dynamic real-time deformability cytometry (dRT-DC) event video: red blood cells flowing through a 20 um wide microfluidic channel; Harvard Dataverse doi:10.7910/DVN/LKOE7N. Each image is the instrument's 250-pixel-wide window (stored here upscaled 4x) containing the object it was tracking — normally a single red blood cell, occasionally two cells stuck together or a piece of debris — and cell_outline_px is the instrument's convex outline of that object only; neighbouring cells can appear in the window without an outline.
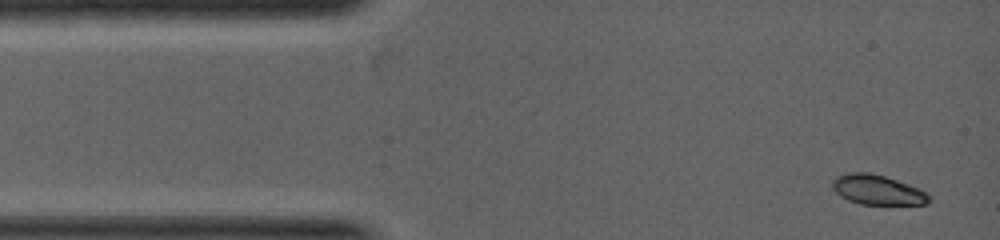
{"species": "common noctule bat (a hibernating species)", "species_latin": "Nyctalus noctula", "temperature_condition": "warm", "stored_images_in_passage": 4, "camera_frame_rate_fps": 5000, "um_per_image_px": 0.085, "animal": {"sex": "female", "body_mass_g": 19.0, "forearm_length_mm": 53.3}, "frame": {"image": 1, "passage_image": 1, "time_ms": 0.0, "image_size_px": [1000, 240], "cell_outline_px": [[932, 200], [928, 204], [860, 204], [848, 200], [840, 196], [832, 188], [832, 180], [836, 176], [848, 172], [868, 172], [884, 176], [920, 188], [928, 192], [932, 196]], "centroid_in_image_um": [74.61, 16.13], "position_along_channel_um": 10.4, "area_um2": 16.99}}
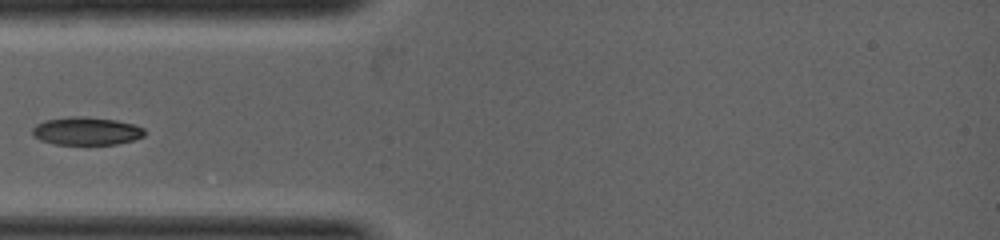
{"frame": {"image": 2, "passage_image": 4, "time_ms": 1.8, "image_size_px": [1000, 240], "cell_outline_px": [[144, 136], [132, 140], [116, 144], [52, 144], [40, 140], [32, 136], [32, 128], [36, 124], [44, 120], [68, 116], [88, 116], [116, 120], [132, 124], [144, 128]], "centroid_in_image_um": [7.29, 11.13], "position_along_channel_um": 77.7, "area_um2": 18.44}}